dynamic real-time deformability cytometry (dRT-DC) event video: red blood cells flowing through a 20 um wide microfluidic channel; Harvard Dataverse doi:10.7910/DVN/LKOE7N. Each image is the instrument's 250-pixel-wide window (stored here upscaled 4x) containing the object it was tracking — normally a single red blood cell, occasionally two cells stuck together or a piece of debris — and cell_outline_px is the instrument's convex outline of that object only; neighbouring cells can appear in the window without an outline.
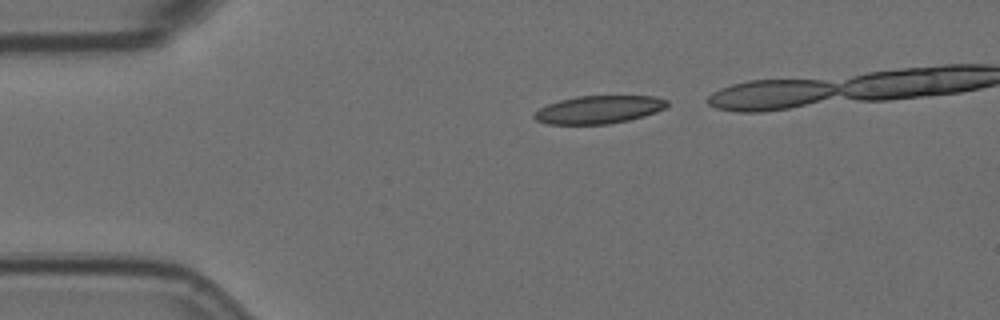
{"species": "Egyptian fruit bat (a non-hibernating species)", "species_latin": "Rousettus aegyptiacus", "temperature_condition": "room temperature", "stored_images_in_passage": 5, "camera_frame_rate_fps": 3000, "um_per_image_px": 0.085, "animal": {"sex": "female"}, "frame": {"image": 1, "passage_image": 1, "time_ms": 0.0, "image_size_px": [1000, 320], "cell_outline_px": [[668, 104], [664, 108], [656, 112], [644, 116], [628, 120], [608, 124], [548, 124], [536, 120], [532, 116], [532, 112], [548, 104], [560, 100], [576, 96], [656, 96], [668, 100]], "centroid_in_image_um": [50.88, 9.31], "position_along_channel_um": 34.1, "area_um2": 21.68}}